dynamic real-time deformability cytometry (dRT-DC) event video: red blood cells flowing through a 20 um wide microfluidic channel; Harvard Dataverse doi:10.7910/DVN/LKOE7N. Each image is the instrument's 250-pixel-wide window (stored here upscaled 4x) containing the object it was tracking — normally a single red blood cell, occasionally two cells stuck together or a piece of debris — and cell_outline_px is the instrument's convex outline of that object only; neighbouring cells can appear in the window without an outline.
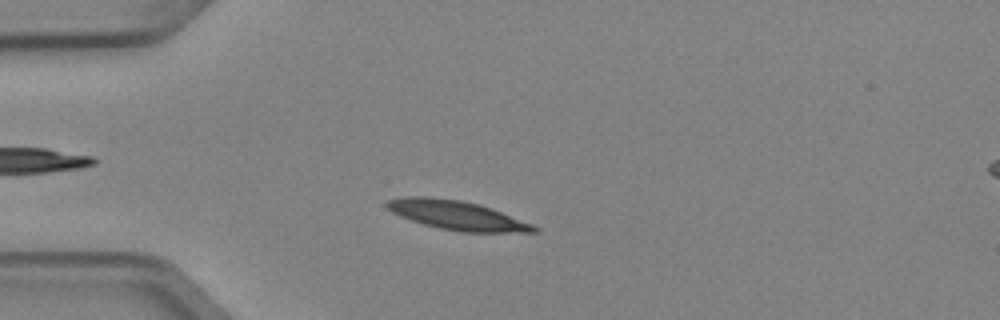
{"species": "Egyptian fruit bat (a non-hibernating species)", "species_latin": "Rousettus aegyptiacus", "temperature_condition": "cold", "stored_images_in_passage": 2, "camera_frame_rate_fps": 3000, "um_per_image_px": 0.085, "animal": {"sex": "female"}, "frame": {"image": 1, "passage_image": 2, "time_ms": 0.333, "image_size_px": [1000, 320], "cell_outline_px": [[540, 232], [460, 232], [440, 228], [424, 224], [400, 216], [392, 212], [384, 204], [388, 200], [404, 196], [428, 196], [460, 200], [480, 204], [492, 208], [532, 224], [540, 228]], "centroid_in_image_um": [38.85, 18.29], "position_along_channel_um": 46.1, "area_um2": 24.97}}